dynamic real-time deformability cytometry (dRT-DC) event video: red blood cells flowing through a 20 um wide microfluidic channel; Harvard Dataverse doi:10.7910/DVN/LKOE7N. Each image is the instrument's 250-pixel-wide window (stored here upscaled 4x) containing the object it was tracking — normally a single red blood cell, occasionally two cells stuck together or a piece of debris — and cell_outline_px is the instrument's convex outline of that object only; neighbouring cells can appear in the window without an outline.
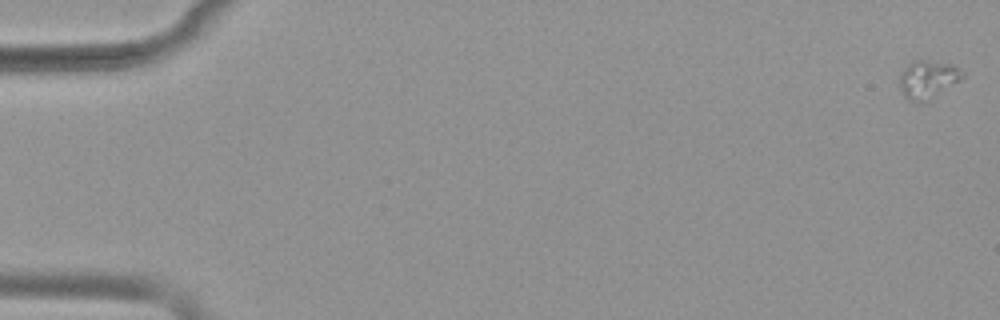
{"species": "common noctule bat (a hibernating species)", "species_latin": "Nyctalus noctula", "temperature_condition": "warm", "stored_images_in_passage": 54, "camera_frame_rate_fps": 3000, "um_per_image_px": 0.085, "animal": {"sex": "female", "body_mass_g": 19.9}, "frame": {"image": 1, "passage_image": 1, "time_ms": 0.0, "image_size_px": [1000, 320], "cell_outline_px": [[964, 76], [960, 80], [920, 100], [908, 100], [904, 96], [900, 84], [900, 72], [912, 60], [924, 60], [952, 64], [960, 68], [964, 72]], "centroid_in_image_um": [78.84, 6.65], "position_along_channel_um": 6.2, "area_um2": 13.06}}
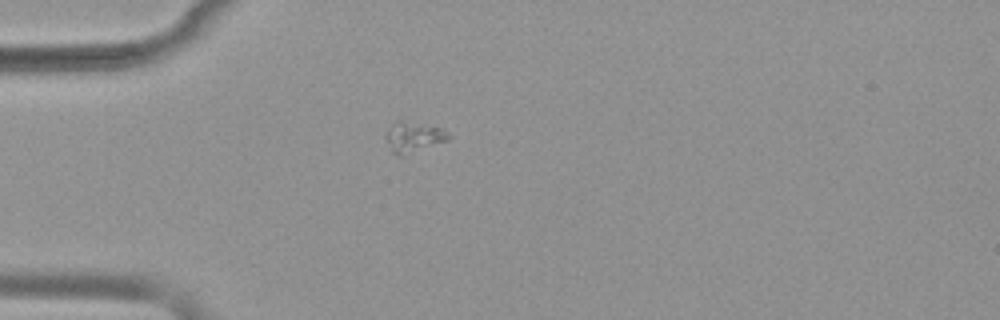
{"frame": {"image": 2, "passage_image": 16, "time_ms": 5.0, "image_size_px": [1000, 320], "cell_outline_px": [[452, 136], [448, 140], [400, 156], [392, 152], [388, 140], [388, 132], [392, 124], [396, 120], [400, 120], [444, 128]], "centroid_in_image_um": [35.22, 11.62], "position_along_channel_um": 49.8, "area_um2": 10.69}}
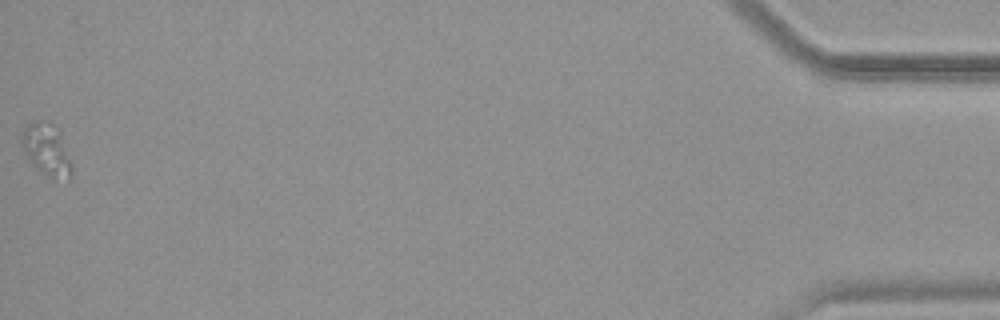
{"frame": {"image": 3, "passage_image": 54, "time_ms": 17.667, "image_size_px": [1000, 320], "cell_outline_px": [[72, 176], [68, 180], [52, 176], [44, 172], [32, 160], [20, 140], [20, 136], [24, 128], [28, 124], [36, 120], [48, 120], [60, 132], [72, 164]], "centroid_in_image_um": [4.01, 12.65], "position_along_channel_um": 431.2, "area_um2": 14.51}}